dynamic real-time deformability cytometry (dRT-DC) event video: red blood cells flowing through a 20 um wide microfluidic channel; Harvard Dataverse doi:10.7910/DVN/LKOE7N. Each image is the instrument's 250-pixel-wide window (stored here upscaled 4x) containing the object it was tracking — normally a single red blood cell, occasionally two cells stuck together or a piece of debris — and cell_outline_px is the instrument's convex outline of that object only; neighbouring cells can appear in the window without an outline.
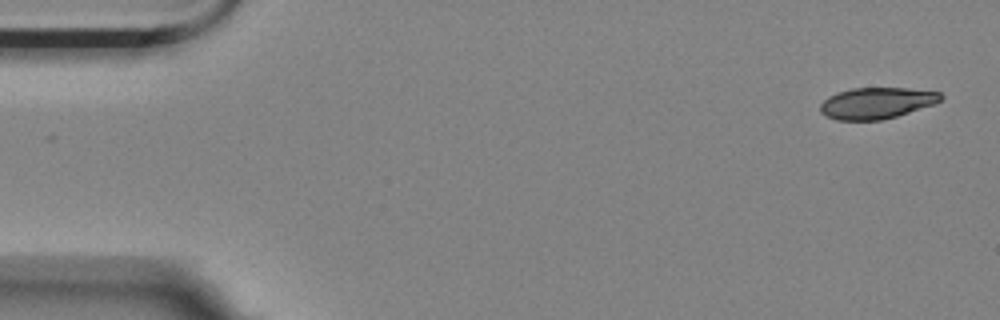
{"species": "Egyptian fruit bat (a non-hibernating species)", "species_latin": "Rousettus aegyptiacus", "temperature_condition": "room temperature", "stored_images_in_passage": 6, "segment_of_instrument_passage": [1, 2], "camera_frame_rate_fps": 3000, "um_per_image_px": 0.085, "animal": {"sex": "female"}, "frame": {"image": 1, "passage_image": 1, "time_ms": 0.0, "image_size_px": [1000, 320], "cell_outline_px": [[944, 96], [936, 104], [896, 116], [880, 120], [836, 120], [820, 112], [820, 104], [828, 96], [852, 88], [908, 88], [940, 92]], "centroid_in_image_um": [74.53, 8.76], "position_along_channel_um": 10.5, "area_um2": 21.91}}
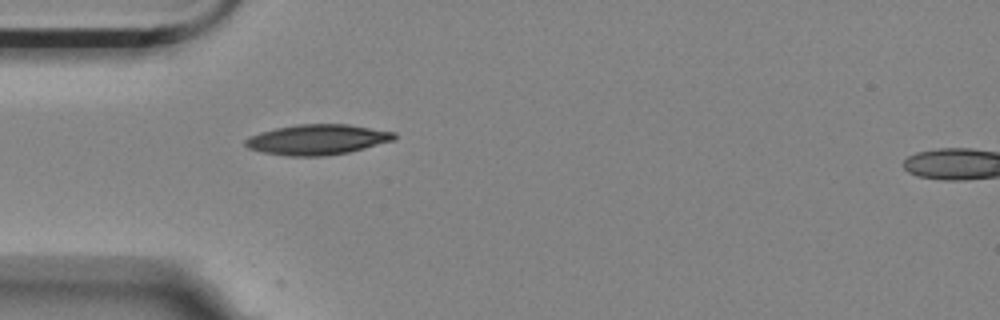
{"frame": {"image": 2, "passage_image": 5, "time_ms": 1.333, "image_size_px": [1000, 320], "cell_outline_px": [[396, 136], [392, 140], [348, 152], [324, 156], [288, 156], [260, 152], [248, 148], [244, 144], [244, 140], [248, 136], [260, 132], [276, 128], [296, 124], [348, 124], [396, 132]], "centroid_in_image_um": [26.91, 11.86], "position_along_channel_um": 58.1, "area_um2": 26.24}}